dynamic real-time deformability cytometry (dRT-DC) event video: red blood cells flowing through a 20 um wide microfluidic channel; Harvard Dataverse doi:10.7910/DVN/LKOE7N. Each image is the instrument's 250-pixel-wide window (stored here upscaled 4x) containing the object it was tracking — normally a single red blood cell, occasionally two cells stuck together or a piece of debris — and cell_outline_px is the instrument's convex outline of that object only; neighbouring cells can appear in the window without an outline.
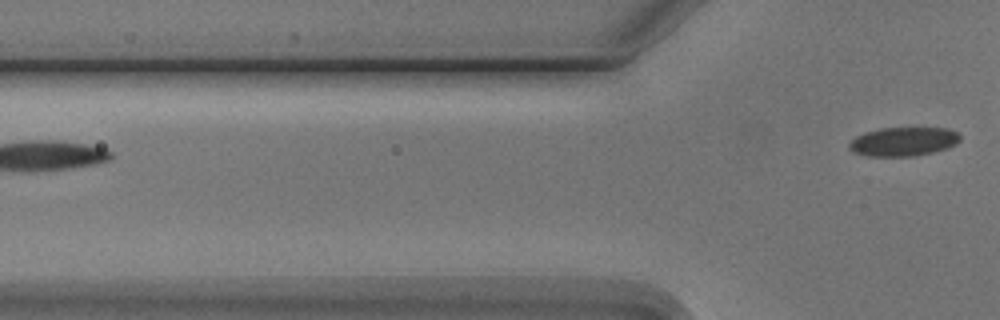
{"species": "Egyptian fruit bat (a non-hibernating species)", "species_latin": "Rousettus aegyptiacus", "temperature_condition": "cold", "stored_images_in_passage": 3, "segment_of_instrument_passage": [2, 2], "camera_frame_rate_fps": 3000, "um_per_image_px": 0.085, "animal": {"sex": "male"}, "frame": {"image": 1, "passage_image": 3, "time_ms": 2.333, "image_size_px": [1000, 320], "cell_outline_px": [[960, 140], [956, 144], [948, 148], [916, 156], [868, 156], [852, 152], [848, 148], [848, 144], [856, 136], [864, 132], [880, 128], [948, 128], [956, 132], [960, 136]], "centroid_in_image_um": [76.77, 12.03], "position_along_channel_um": 49.0, "area_um2": 18.79}}